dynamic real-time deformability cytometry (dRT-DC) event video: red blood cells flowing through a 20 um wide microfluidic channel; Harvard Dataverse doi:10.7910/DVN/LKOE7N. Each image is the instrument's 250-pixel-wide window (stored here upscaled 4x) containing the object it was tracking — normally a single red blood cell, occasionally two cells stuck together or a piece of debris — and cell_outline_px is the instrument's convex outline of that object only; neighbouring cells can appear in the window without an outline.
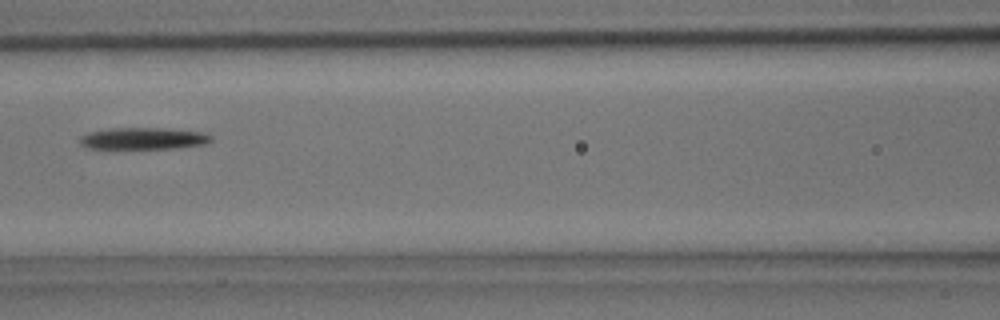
{"species": "common noctule bat (a hibernating species)", "species_latin": "Nyctalus noctula", "temperature_condition": "room temperature", "stored_images_in_passage": 5, "camera_frame_rate_fps": 3000, "um_per_image_px": 0.085, "animal": {"sex": "male", "body_mass_g": 15.6}, "frame": {"image": 1, "passage_image": 5, "time_ms": 1.333, "image_size_px": [1000, 320], "cell_outline_px": [[212, 140], [204, 144], [176, 148], [84, 148], [80, 144], [80, 136], [88, 132], [112, 128], [160, 128], [200, 132], [212, 136]], "centroid_in_image_um": [12.13, 11.77], "position_along_channel_um": 154.5, "area_um2": 16.47}}